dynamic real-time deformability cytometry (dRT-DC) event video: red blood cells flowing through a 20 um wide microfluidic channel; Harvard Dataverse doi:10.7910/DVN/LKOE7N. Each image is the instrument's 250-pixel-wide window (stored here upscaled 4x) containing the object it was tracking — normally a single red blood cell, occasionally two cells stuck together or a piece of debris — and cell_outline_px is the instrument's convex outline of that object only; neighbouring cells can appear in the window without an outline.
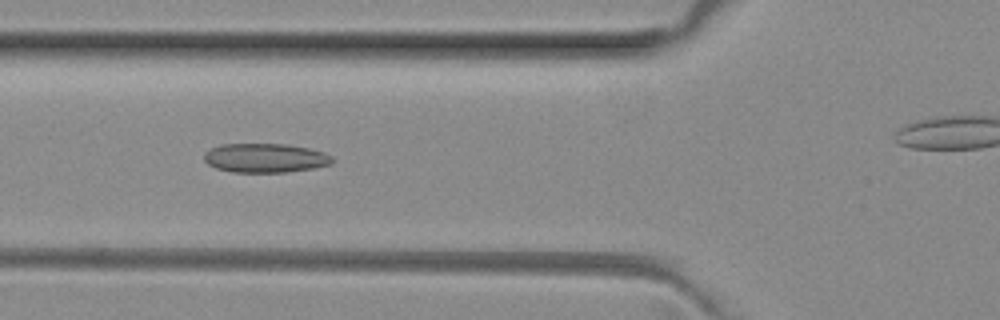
{"species": "common noctule bat (a hibernating species)", "species_latin": "Nyctalus noctula", "temperature_condition": "room temperature", "stored_images_in_passage": 10, "segment_of_instrument_passage": [1, 2], "camera_frame_rate_fps": 3000, "um_per_image_px": 0.085, "animal": {"sex": "female", "body_mass_g": 29.2, "forearm_length_mm": 56.3}, "frame": {"image": 1, "passage_image": 6, "time_ms": 1.667, "image_size_px": [1000, 320], "cell_outline_px": [[332, 164], [316, 168], [288, 172], [232, 172], [216, 168], [208, 164], [204, 160], [204, 152], [220, 144], [284, 144], [308, 148], [324, 152], [332, 156]], "centroid_in_image_um": [22.55, 13.43], "position_along_channel_um": 103.3, "area_um2": 21.85}}
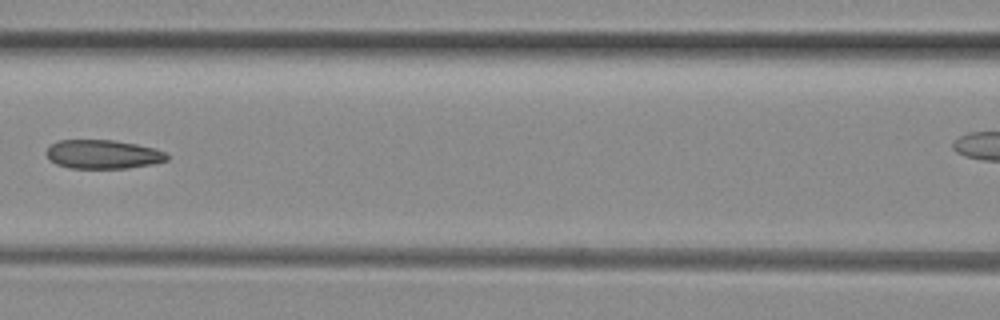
{"frame": {"image": 2, "passage_image": 7, "time_ms": 2.0, "image_size_px": [1000, 320], "cell_outline_px": [[168, 160], [152, 164], [128, 168], [68, 168], [56, 164], [44, 152], [52, 144], [60, 140], [112, 140], [136, 144], [156, 148], [164, 152], [168, 156]], "centroid_in_image_um": [8.76, 13.12], "position_along_channel_um": 157.8, "area_um2": 20.23}}
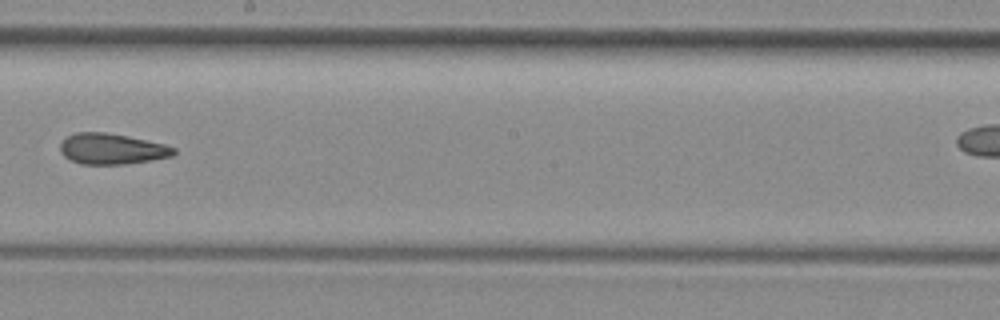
{"frame": {"image": 3, "passage_image": 9, "time_ms": 2.667, "image_size_px": [1000, 320], "cell_outline_px": [[176, 152], [172, 156], [152, 160], [124, 164], [80, 164], [64, 156], [60, 152], [60, 144], [68, 136], [76, 132], [104, 132], [128, 136], [164, 144], [176, 148]], "centroid_in_image_um": [9.51, 12.65], "position_along_channel_um": 238.7, "area_um2": 20.29}}